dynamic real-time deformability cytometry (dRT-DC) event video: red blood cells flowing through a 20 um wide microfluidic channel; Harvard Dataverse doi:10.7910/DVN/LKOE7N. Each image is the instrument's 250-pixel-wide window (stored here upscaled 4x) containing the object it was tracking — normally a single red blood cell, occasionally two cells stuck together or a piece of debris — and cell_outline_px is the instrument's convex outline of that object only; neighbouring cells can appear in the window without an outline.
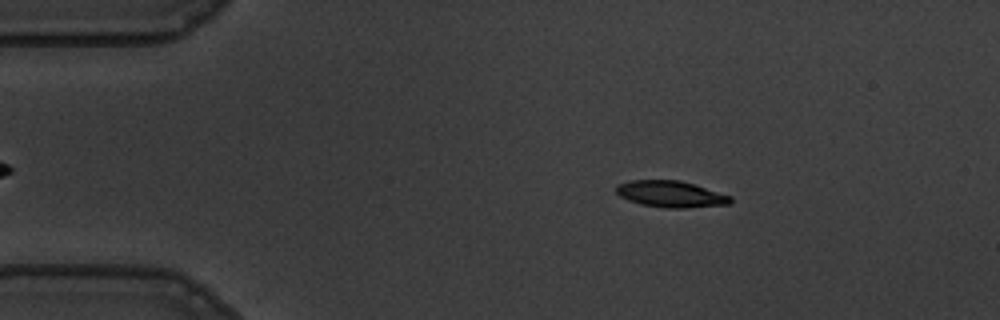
{"species": "common noctule bat (a hibernating species)", "species_latin": "Nyctalus noctula", "temperature_condition": "warm", "stored_images_in_passage": 56, "camera_frame_rate_fps": 3000, "um_per_image_px": 0.085, "animal": {"sex": "male", "body_mass_g": 19.5, "forearm_length_mm": 54.6}, "frame": {"image": 1, "passage_image": 9, "time_ms": 2.667, "image_size_px": [1000, 320], "cell_outline_px": [[732, 200], [728, 204], [684, 208], [668, 208], [640, 204], [628, 200], [620, 196], [616, 192], [616, 184], [628, 180], [680, 180], [732, 196]], "centroid_in_image_um": [56.98, 16.49], "position_along_channel_um": 28.0, "area_um2": 17.57}}
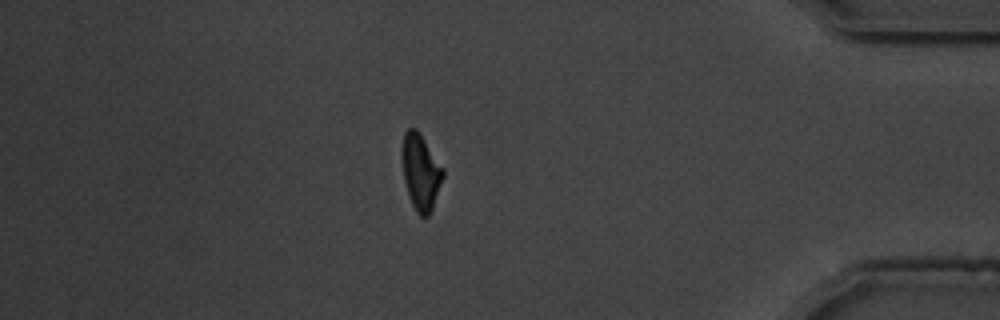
{"frame": {"image": 2, "passage_image": 48, "time_ms": 15.667, "image_size_px": [1000, 320], "cell_outline_px": [[444, 176], [432, 208], [428, 216], [420, 216], [416, 212], [408, 196], [404, 180], [400, 156], [400, 152], [404, 132], [408, 128], [416, 128], [444, 168]], "centroid_in_image_um": [35.73, 14.59], "position_along_channel_um": 399.5, "area_um2": 18.32}}
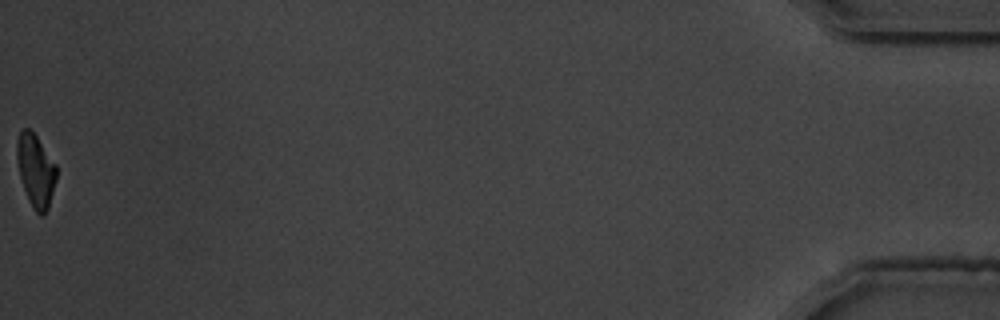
{"frame": {"image": 3, "passage_image": 56, "time_ms": 18.333, "image_size_px": [1000, 320], "cell_outline_px": [[56, 180], [48, 208], [44, 216], [40, 216], [32, 208], [28, 200], [20, 176], [16, 160], [16, 140], [20, 132], [24, 128], [28, 128], [36, 136], [56, 164]], "centroid_in_image_um": [3.02, 14.51], "position_along_channel_um": 432.2, "area_um2": 16.76}, "authors_computed_cell_mechanics": {"area_um2": 18.3804, "velocity_mm_per_s": 3.5877, "shape_relaxation_time_tau1_ms": 3.1874, "shape_relaxation_time_tau2_ms": 3.6286, "deformation_change_tau1": 0.154, "deformation_change_tau2": 0.0987}}